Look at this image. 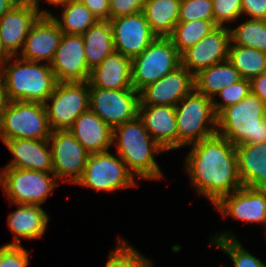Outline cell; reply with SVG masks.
Segmentation results:
<instances>
[{"mask_svg": "<svg viewBox=\"0 0 266 267\" xmlns=\"http://www.w3.org/2000/svg\"><path fill=\"white\" fill-rule=\"evenodd\" d=\"M20 0H0V18Z\"/></svg>", "mask_w": 266, "mask_h": 267, "instance_id": "ee69618b", "label": "cell"}, {"mask_svg": "<svg viewBox=\"0 0 266 267\" xmlns=\"http://www.w3.org/2000/svg\"><path fill=\"white\" fill-rule=\"evenodd\" d=\"M13 56L5 49L3 41L0 38V66H3L6 61L11 60Z\"/></svg>", "mask_w": 266, "mask_h": 267, "instance_id": "f6af8a7d", "label": "cell"}, {"mask_svg": "<svg viewBox=\"0 0 266 267\" xmlns=\"http://www.w3.org/2000/svg\"><path fill=\"white\" fill-rule=\"evenodd\" d=\"M175 112L178 148L199 142L217 133V115L211 97L193 90L177 103Z\"/></svg>", "mask_w": 266, "mask_h": 267, "instance_id": "5b68a950", "label": "cell"}, {"mask_svg": "<svg viewBox=\"0 0 266 267\" xmlns=\"http://www.w3.org/2000/svg\"><path fill=\"white\" fill-rule=\"evenodd\" d=\"M52 175V177H50ZM53 173L5 167L0 184L11 204L41 205L59 185Z\"/></svg>", "mask_w": 266, "mask_h": 267, "instance_id": "ba28073f", "label": "cell"}, {"mask_svg": "<svg viewBox=\"0 0 266 267\" xmlns=\"http://www.w3.org/2000/svg\"><path fill=\"white\" fill-rule=\"evenodd\" d=\"M42 13L49 12L38 10L27 0H20L0 18V38L13 57L18 56V48L22 51L32 24Z\"/></svg>", "mask_w": 266, "mask_h": 267, "instance_id": "ac0fdd59", "label": "cell"}, {"mask_svg": "<svg viewBox=\"0 0 266 267\" xmlns=\"http://www.w3.org/2000/svg\"><path fill=\"white\" fill-rule=\"evenodd\" d=\"M217 134L234 146L266 143V105L250 92L217 115Z\"/></svg>", "mask_w": 266, "mask_h": 267, "instance_id": "3957f363", "label": "cell"}, {"mask_svg": "<svg viewBox=\"0 0 266 267\" xmlns=\"http://www.w3.org/2000/svg\"><path fill=\"white\" fill-rule=\"evenodd\" d=\"M64 8L62 19L49 14L58 23L62 33L69 35H82L98 20L90 10L79 0H63L59 5Z\"/></svg>", "mask_w": 266, "mask_h": 267, "instance_id": "f1b7e54d", "label": "cell"}, {"mask_svg": "<svg viewBox=\"0 0 266 267\" xmlns=\"http://www.w3.org/2000/svg\"><path fill=\"white\" fill-rule=\"evenodd\" d=\"M82 37L86 62L91 70L115 51L109 20L97 21L82 34Z\"/></svg>", "mask_w": 266, "mask_h": 267, "instance_id": "4316f807", "label": "cell"}, {"mask_svg": "<svg viewBox=\"0 0 266 267\" xmlns=\"http://www.w3.org/2000/svg\"><path fill=\"white\" fill-rule=\"evenodd\" d=\"M139 92L134 89L89 87V109L112 130L139 114Z\"/></svg>", "mask_w": 266, "mask_h": 267, "instance_id": "8fae6325", "label": "cell"}, {"mask_svg": "<svg viewBox=\"0 0 266 267\" xmlns=\"http://www.w3.org/2000/svg\"><path fill=\"white\" fill-rule=\"evenodd\" d=\"M7 103H8V99H7L6 92H5L4 80L0 72V121H1L2 114L5 110Z\"/></svg>", "mask_w": 266, "mask_h": 267, "instance_id": "7bdbcfd3", "label": "cell"}, {"mask_svg": "<svg viewBox=\"0 0 266 267\" xmlns=\"http://www.w3.org/2000/svg\"><path fill=\"white\" fill-rule=\"evenodd\" d=\"M251 92L256 94L266 105V72L250 80Z\"/></svg>", "mask_w": 266, "mask_h": 267, "instance_id": "b9f144b4", "label": "cell"}, {"mask_svg": "<svg viewBox=\"0 0 266 267\" xmlns=\"http://www.w3.org/2000/svg\"><path fill=\"white\" fill-rule=\"evenodd\" d=\"M14 156L5 167L53 173L52 152L48 140L11 139L4 142Z\"/></svg>", "mask_w": 266, "mask_h": 267, "instance_id": "44dd1931", "label": "cell"}, {"mask_svg": "<svg viewBox=\"0 0 266 267\" xmlns=\"http://www.w3.org/2000/svg\"><path fill=\"white\" fill-rule=\"evenodd\" d=\"M179 0H145L143 13L157 37H169L178 23Z\"/></svg>", "mask_w": 266, "mask_h": 267, "instance_id": "83f0119b", "label": "cell"}, {"mask_svg": "<svg viewBox=\"0 0 266 267\" xmlns=\"http://www.w3.org/2000/svg\"><path fill=\"white\" fill-rule=\"evenodd\" d=\"M225 218L266 224V192L242 186L214 205Z\"/></svg>", "mask_w": 266, "mask_h": 267, "instance_id": "d6986e66", "label": "cell"}, {"mask_svg": "<svg viewBox=\"0 0 266 267\" xmlns=\"http://www.w3.org/2000/svg\"><path fill=\"white\" fill-rule=\"evenodd\" d=\"M230 35V45H241L266 53V20L248 19L237 28L230 29Z\"/></svg>", "mask_w": 266, "mask_h": 267, "instance_id": "1f68e13d", "label": "cell"}, {"mask_svg": "<svg viewBox=\"0 0 266 267\" xmlns=\"http://www.w3.org/2000/svg\"><path fill=\"white\" fill-rule=\"evenodd\" d=\"M213 21L224 27L225 22L238 20L242 14V0H212Z\"/></svg>", "mask_w": 266, "mask_h": 267, "instance_id": "8d00e7d4", "label": "cell"}, {"mask_svg": "<svg viewBox=\"0 0 266 267\" xmlns=\"http://www.w3.org/2000/svg\"><path fill=\"white\" fill-rule=\"evenodd\" d=\"M193 145L185 168L191 183L215 205L243 185L238 175L236 146L217 133Z\"/></svg>", "mask_w": 266, "mask_h": 267, "instance_id": "6da1fadb", "label": "cell"}, {"mask_svg": "<svg viewBox=\"0 0 266 267\" xmlns=\"http://www.w3.org/2000/svg\"><path fill=\"white\" fill-rule=\"evenodd\" d=\"M216 27L217 25L214 21L208 20H194L187 23H177L169 38L172 40L176 50L181 54L189 47L198 43Z\"/></svg>", "mask_w": 266, "mask_h": 267, "instance_id": "4dcf8cb0", "label": "cell"}, {"mask_svg": "<svg viewBox=\"0 0 266 267\" xmlns=\"http://www.w3.org/2000/svg\"><path fill=\"white\" fill-rule=\"evenodd\" d=\"M18 209L8 216V227L16 234L9 244L20 245V237L36 239L43 236L47 227V213L40 205L16 204Z\"/></svg>", "mask_w": 266, "mask_h": 267, "instance_id": "d4e9b609", "label": "cell"}, {"mask_svg": "<svg viewBox=\"0 0 266 267\" xmlns=\"http://www.w3.org/2000/svg\"><path fill=\"white\" fill-rule=\"evenodd\" d=\"M181 65L180 53L169 37H157L131 60L132 86L140 91Z\"/></svg>", "mask_w": 266, "mask_h": 267, "instance_id": "52a82bcc", "label": "cell"}, {"mask_svg": "<svg viewBox=\"0 0 266 267\" xmlns=\"http://www.w3.org/2000/svg\"><path fill=\"white\" fill-rule=\"evenodd\" d=\"M109 20L143 12L145 0H109Z\"/></svg>", "mask_w": 266, "mask_h": 267, "instance_id": "f35d334b", "label": "cell"}, {"mask_svg": "<svg viewBox=\"0 0 266 267\" xmlns=\"http://www.w3.org/2000/svg\"><path fill=\"white\" fill-rule=\"evenodd\" d=\"M89 87L104 89H133L131 59L114 51L91 70Z\"/></svg>", "mask_w": 266, "mask_h": 267, "instance_id": "603a6c76", "label": "cell"}, {"mask_svg": "<svg viewBox=\"0 0 266 267\" xmlns=\"http://www.w3.org/2000/svg\"><path fill=\"white\" fill-rule=\"evenodd\" d=\"M100 20H109V0H79Z\"/></svg>", "mask_w": 266, "mask_h": 267, "instance_id": "60d3db41", "label": "cell"}, {"mask_svg": "<svg viewBox=\"0 0 266 267\" xmlns=\"http://www.w3.org/2000/svg\"><path fill=\"white\" fill-rule=\"evenodd\" d=\"M29 254L22 245L6 244L0 247V267H27Z\"/></svg>", "mask_w": 266, "mask_h": 267, "instance_id": "74e56055", "label": "cell"}, {"mask_svg": "<svg viewBox=\"0 0 266 267\" xmlns=\"http://www.w3.org/2000/svg\"><path fill=\"white\" fill-rule=\"evenodd\" d=\"M134 175L119 157L109 151L89 154L84 172L76 182L97 191H114L136 186Z\"/></svg>", "mask_w": 266, "mask_h": 267, "instance_id": "30bf717a", "label": "cell"}, {"mask_svg": "<svg viewBox=\"0 0 266 267\" xmlns=\"http://www.w3.org/2000/svg\"><path fill=\"white\" fill-rule=\"evenodd\" d=\"M241 79L238 70L226 60L198 71L194 75V90L214 98L218 91Z\"/></svg>", "mask_w": 266, "mask_h": 267, "instance_id": "484cf974", "label": "cell"}, {"mask_svg": "<svg viewBox=\"0 0 266 267\" xmlns=\"http://www.w3.org/2000/svg\"><path fill=\"white\" fill-rule=\"evenodd\" d=\"M108 257L105 267H152L150 260L141 255L124 240H118Z\"/></svg>", "mask_w": 266, "mask_h": 267, "instance_id": "836d02e7", "label": "cell"}, {"mask_svg": "<svg viewBox=\"0 0 266 267\" xmlns=\"http://www.w3.org/2000/svg\"><path fill=\"white\" fill-rule=\"evenodd\" d=\"M228 61L244 79L251 80L266 72V53L254 48L230 45Z\"/></svg>", "mask_w": 266, "mask_h": 267, "instance_id": "f546056e", "label": "cell"}, {"mask_svg": "<svg viewBox=\"0 0 266 267\" xmlns=\"http://www.w3.org/2000/svg\"><path fill=\"white\" fill-rule=\"evenodd\" d=\"M29 3H31L35 8H37L38 10H41L39 8V1L38 0H27ZM47 2H49L52 5H59L63 0H46Z\"/></svg>", "mask_w": 266, "mask_h": 267, "instance_id": "bcb514c9", "label": "cell"}, {"mask_svg": "<svg viewBox=\"0 0 266 267\" xmlns=\"http://www.w3.org/2000/svg\"><path fill=\"white\" fill-rule=\"evenodd\" d=\"M230 44V28L217 26L198 43L180 54L181 65L195 75L204 68L228 60Z\"/></svg>", "mask_w": 266, "mask_h": 267, "instance_id": "9a60e30c", "label": "cell"}, {"mask_svg": "<svg viewBox=\"0 0 266 267\" xmlns=\"http://www.w3.org/2000/svg\"><path fill=\"white\" fill-rule=\"evenodd\" d=\"M61 32L58 23L49 13H42L32 24L18 58L50 64L59 46Z\"/></svg>", "mask_w": 266, "mask_h": 267, "instance_id": "e0dca14e", "label": "cell"}, {"mask_svg": "<svg viewBox=\"0 0 266 267\" xmlns=\"http://www.w3.org/2000/svg\"><path fill=\"white\" fill-rule=\"evenodd\" d=\"M50 66L57 82L88 81L91 69L86 62L82 35L63 33Z\"/></svg>", "mask_w": 266, "mask_h": 267, "instance_id": "5bb4252c", "label": "cell"}, {"mask_svg": "<svg viewBox=\"0 0 266 267\" xmlns=\"http://www.w3.org/2000/svg\"><path fill=\"white\" fill-rule=\"evenodd\" d=\"M138 116L152 139L165 151L178 149L175 106L139 105Z\"/></svg>", "mask_w": 266, "mask_h": 267, "instance_id": "ffe728a7", "label": "cell"}, {"mask_svg": "<svg viewBox=\"0 0 266 267\" xmlns=\"http://www.w3.org/2000/svg\"><path fill=\"white\" fill-rule=\"evenodd\" d=\"M250 92V80L244 78L218 91L216 94H219V96L222 98V102L218 103L215 100L216 98H212L213 107L216 115H218L224 108L240 102Z\"/></svg>", "mask_w": 266, "mask_h": 267, "instance_id": "d590c367", "label": "cell"}, {"mask_svg": "<svg viewBox=\"0 0 266 267\" xmlns=\"http://www.w3.org/2000/svg\"><path fill=\"white\" fill-rule=\"evenodd\" d=\"M51 129L44 103L8 101L0 121V138L48 140Z\"/></svg>", "mask_w": 266, "mask_h": 267, "instance_id": "8992f818", "label": "cell"}, {"mask_svg": "<svg viewBox=\"0 0 266 267\" xmlns=\"http://www.w3.org/2000/svg\"><path fill=\"white\" fill-rule=\"evenodd\" d=\"M236 153L242 185L266 192V143L238 145Z\"/></svg>", "mask_w": 266, "mask_h": 267, "instance_id": "cb8c5ba5", "label": "cell"}, {"mask_svg": "<svg viewBox=\"0 0 266 267\" xmlns=\"http://www.w3.org/2000/svg\"><path fill=\"white\" fill-rule=\"evenodd\" d=\"M211 241H213L211 244L214 243V246L217 245L229 255L235 267H266L265 263L244 249L233 233L225 232L215 235Z\"/></svg>", "mask_w": 266, "mask_h": 267, "instance_id": "d6a6232c", "label": "cell"}, {"mask_svg": "<svg viewBox=\"0 0 266 267\" xmlns=\"http://www.w3.org/2000/svg\"><path fill=\"white\" fill-rule=\"evenodd\" d=\"M53 174L64 182L75 183L81 178L89 153L68 130L51 131ZM52 142V143H51Z\"/></svg>", "mask_w": 266, "mask_h": 267, "instance_id": "7c38bea8", "label": "cell"}, {"mask_svg": "<svg viewBox=\"0 0 266 267\" xmlns=\"http://www.w3.org/2000/svg\"><path fill=\"white\" fill-rule=\"evenodd\" d=\"M194 90V75L180 65L158 81L139 91V105H171Z\"/></svg>", "mask_w": 266, "mask_h": 267, "instance_id": "2e32d148", "label": "cell"}, {"mask_svg": "<svg viewBox=\"0 0 266 267\" xmlns=\"http://www.w3.org/2000/svg\"><path fill=\"white\" fill-rule=\"evenodd\" d=\"M44 107L51 131L69 129L80 114L89 110V82H57Z\"/></svg>", "mask_w": 266, "mask_h": 267, "instance_id": "9c48e42d", "label": "cell"}, {"mask_svg": "<svg viewBox=\"0 0 266 267\" xmlns=\"http://www.w3.org/2000/svg\"><path fill=\"white\" fill-rule=\"evenodd\" d=\"M252 20H266V0H242V14Z\"/></svg>", "mask_w": 266, "mask_h": 267, "instance_id": "ab89813d", "label": "cell"}, {"mask_svg": "<svg viewBox=\"0 0 266 267\" xmlns=\"http://www.w3.org/2000/svg\"><path fill=\"white\" fill-rule=\"evenodd\" d=\"M8 63L0 67L8 101L45 103L57 84L50 64L39 65L22 58Z\"/></svg>", "mask_w": 266, "mask_h": 267, "instance_id": "277c9868", "label": "cell"}, {"mask_svg": "<svg viewBox=\"0 0 266 267\" xmlns=\"http://www.w3.org/2000/svg\"><path fill=\"white\" fill-rule=\"evenodd\" d=\"M68 130L89 154L107 152L113 144V130L90 109L80 114Z\"/></svg>", "mask_w": 266, "mask_h": 267, "instance_id": "7402d4cb", "label": "cell"}, {"mask_svg": "<svg viewBox=\"0 0 266 267\" xmlns=\"http://www.w3.org/2000/svg\"><path fill=\"white\" fill-rule=\"evenodd\" d=\"M194 20L213 21L212 0H182L179 9L178 23Z\"/></svg>", "mask_w": 266, "mask_h": 267, "instance_id": "e575fe53", "label": "cell"}, {"mask_svg": "<svg viewBox=\"0 0 266 267\" xmlns=\"http://www.w3.org/2000/svg\"><path fill=\"white\" fill-rule=\"evenodd\" d=\"M114 49L131 60L140 55L156 38L143 12L109 20Z\"/></svg>", "mask_w": 266, "mask_h": 267, "instance_id": "4fadbf2b", "label": "cell"}, {"mask_svg": "<svg viewBox=\"0 0 266 267\" xmlns=\"http://www.w3.org/2000/svg\"><path fill=\"white\" fill-rule=\"evenodd\" d=\"M146 130L139 116L113 129L112 140L127 169L143 179H160L162 172L154 155L165 151ZM115 140L117 144H115Z\"/></svg>", "mask_w": 266, "mask_h": 267, "instance_id": "7a4b0ae2", "label": "cell"}]
</instances>
